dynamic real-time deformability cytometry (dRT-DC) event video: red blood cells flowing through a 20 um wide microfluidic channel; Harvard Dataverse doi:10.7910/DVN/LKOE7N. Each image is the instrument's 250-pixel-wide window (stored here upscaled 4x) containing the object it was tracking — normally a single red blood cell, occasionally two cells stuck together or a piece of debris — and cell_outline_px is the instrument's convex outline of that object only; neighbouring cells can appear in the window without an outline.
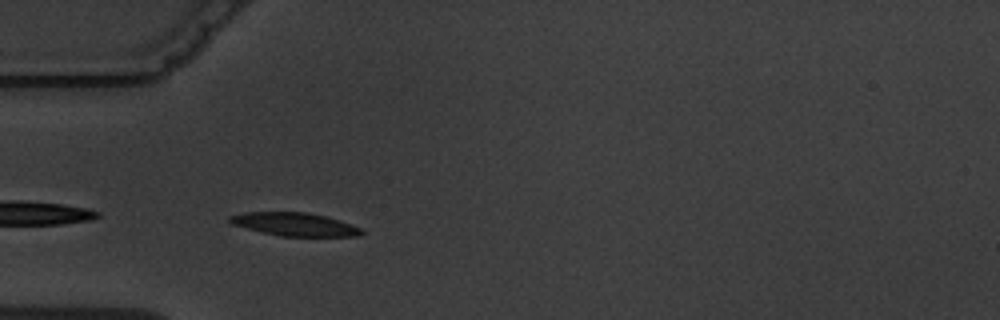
{"species": "common noctule bat (a hibernating species)", "species_latin": "Nyctalus noctula", "temperature_condition": "warm", "stored_images_in_passage": 6, "camera_frame_rate_fps": 3000, "um_per_image_px": 0.085, "animal": {"sex": "male", "body_mass_g": 19.5, "forearm_length_mm": 54.6}, "frame": {"image": 1, "passage_image": 4, "time_ms": 3.333, "image_size_px": [1000, 320], "cell_outline_px": [[364, 232], [360, 236], [280, 236], [232, 224], [228, 220], [228, 216], [244, 212], [304, 212], [328, 216], [360, 228]], "centroid_in_image_um": [25.05, 19.06], "position_along_channel_um": 60.0, "area_um2": 17.63}}